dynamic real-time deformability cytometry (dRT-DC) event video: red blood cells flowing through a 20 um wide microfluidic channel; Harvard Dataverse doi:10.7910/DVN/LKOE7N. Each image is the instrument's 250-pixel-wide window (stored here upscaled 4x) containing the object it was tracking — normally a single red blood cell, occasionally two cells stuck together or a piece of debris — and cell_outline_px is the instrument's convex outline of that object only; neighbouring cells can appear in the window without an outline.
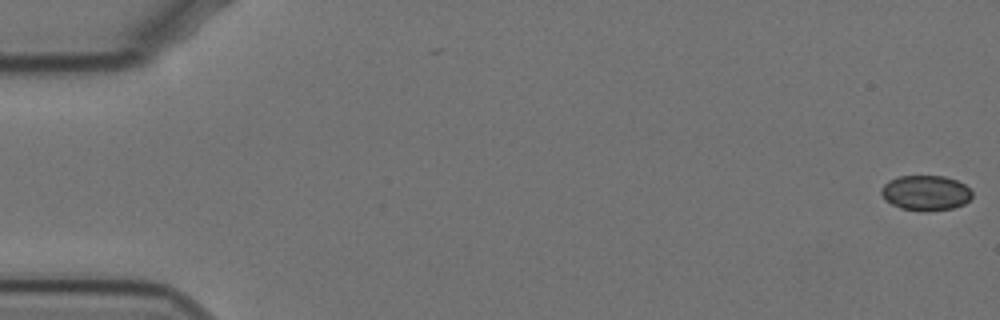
{"species": "Egyptian fruit bat (a non-hibernating species)", "species_latin": "Rousettus aegyptiacus", "temperature_condition": "cold", "stored_images_in_passage": 2, "camera_frame_rate_fps": 3000, "um_per_image_px": 0.085, "animal": {"sex": "female"}, "frame": {"image": 1, "passage_image": 2, "time_ms": 0.333, "image_size_px": [1000, 320], "cell_outline_px": [[972, 196], [964, 204], [952, 208], [900, 208], [884, 200], [880, 192], [880, 188], [888, 180], [900, 176], [944, 176], [956, 180], [964, 184], [972, 192]], "centroid_in_image_um": [78.65, 16.34], "position_along_channel_um": 6.4, "area_um2": 17.98}}